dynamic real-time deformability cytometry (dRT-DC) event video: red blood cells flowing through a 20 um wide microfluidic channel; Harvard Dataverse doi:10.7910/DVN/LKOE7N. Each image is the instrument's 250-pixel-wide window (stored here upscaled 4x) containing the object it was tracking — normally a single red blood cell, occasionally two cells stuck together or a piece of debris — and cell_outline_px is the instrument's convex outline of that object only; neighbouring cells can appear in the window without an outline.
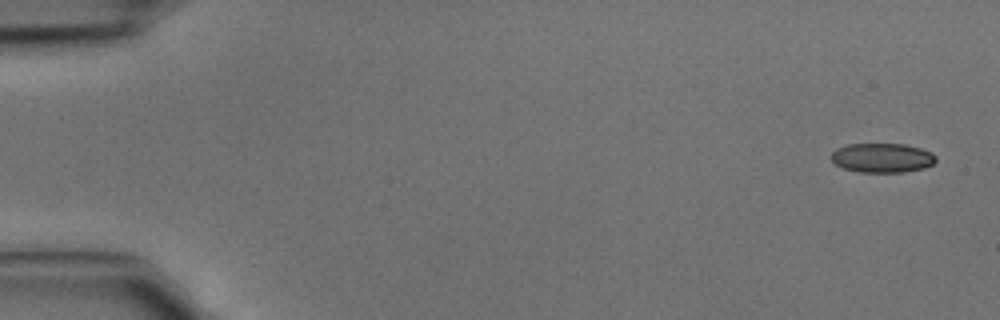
{"species": "common noctule bat (a hibernating species)", "species_latin": "Nyctalus noctula", "temperature_condition": "cold", "stored_images_in_passage": 4, "camera_frame_rate_fps": 3000, "um_per_image_px": 0.085, "animal": {"sex": "male", "body_mass_g": 15.6}, "frame": {"image": 1, "passage_image": 1, "time_ms": 0.0, "image_size_px": [1000, 320], "cell_outline_px": [[936, 160], [932, 164], [924, 168], [904, 172], [860, 172], [844, 168], [836, 164], [828, 156], [836, 148], [848, 144], [904, 144], [920, 148], [932, 152], [936, 156]], "centroid_in_image_um": [74.97, 13.41], "position_along_channel_um": 10.0, "area_um2": 17.98}}
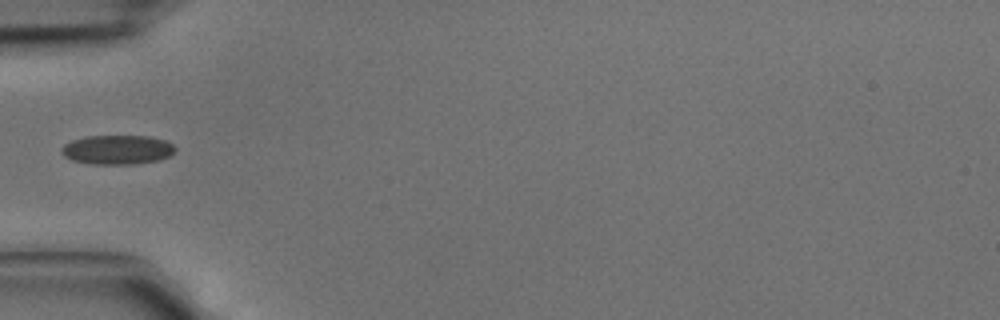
{"frame": {"image": 2, "passage_image": 4, "time_ms": 1.0, "image_size_px": [1000, 320], "cell_outline_px": [[176, 148], [168, 156], [160, 160], [132, 164], [92, 164], [72, 160], [64, 156], [60, 152], [60, 148], [64, 144], [72, 140], [88, 136], [148, 136], [164, 140], [172, 144]], "centroid_in_image_um": [9.93, 12.72], "position_along_channel_um": 75.1, "area_um2": 19.36}}